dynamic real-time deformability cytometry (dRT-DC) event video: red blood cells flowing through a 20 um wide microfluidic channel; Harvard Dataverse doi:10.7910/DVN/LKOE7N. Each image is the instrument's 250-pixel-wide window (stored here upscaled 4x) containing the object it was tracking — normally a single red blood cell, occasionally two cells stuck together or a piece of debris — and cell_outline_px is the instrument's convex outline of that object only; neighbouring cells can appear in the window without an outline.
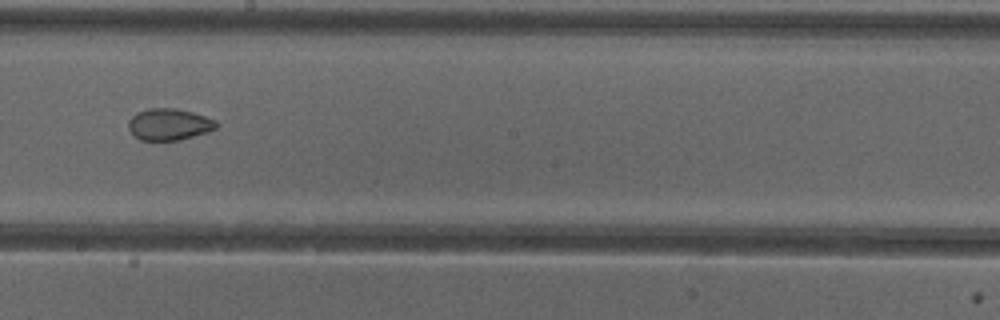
{"species": "common noctule bat (a hibernating species)", "species_latin": "Nyctalus noctula", "temperature_condition": "cold", "stored_images_in_passage": 37, "camera_frame_rate_fps": 3000, "um_per_image_px": 0.085, "animal": {"sex": "female"}, "frame": {"image": 1, "passage_image": 16, "time_ms": 5.0, "image_size_px": [1000, 320], "cell_outline_px": [[220, 124], [216, 128], [208, 132], [180, 140], [140, 140], [128, 128], [128, 120], [136, 112], [148, 108], [176, 108], [192, 112], [216, 120]], "centroid_in_image_um": [14.39, 10.56], "position_along_channel_um": 233.8, "area_um2": 16.3}}
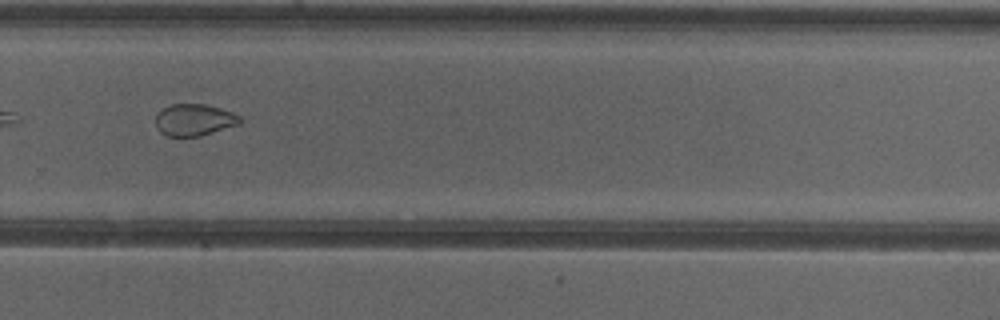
{"frame": {"image": 2, "passage_image": 22, "time_ms": 7.0, "image_size_px": [1000, 320], "cell_outline_px": [[244, 120], [240, 124], [200, 136], [168, 136], [160, 132], [156, 128], [156, 116], [164, 108], [172, 104], [208, 104], [232, 112], [240, 116]], "centroid_in_image_um": [16.55, 10.19], "position_along_channel_um": 313.3, "area_um2": 15.66}, "authors_computed_cell_mechanics": {"area_um2": 18.0914, "velocity_mm_per_s": 3.9934, "shape_relaxation_time_tau1_ms": null, "shape_relaxation_time_tau2_ms": 2.3676, "deformation_change_tau1": null, "deformation_change_tau2": 0.0659}}